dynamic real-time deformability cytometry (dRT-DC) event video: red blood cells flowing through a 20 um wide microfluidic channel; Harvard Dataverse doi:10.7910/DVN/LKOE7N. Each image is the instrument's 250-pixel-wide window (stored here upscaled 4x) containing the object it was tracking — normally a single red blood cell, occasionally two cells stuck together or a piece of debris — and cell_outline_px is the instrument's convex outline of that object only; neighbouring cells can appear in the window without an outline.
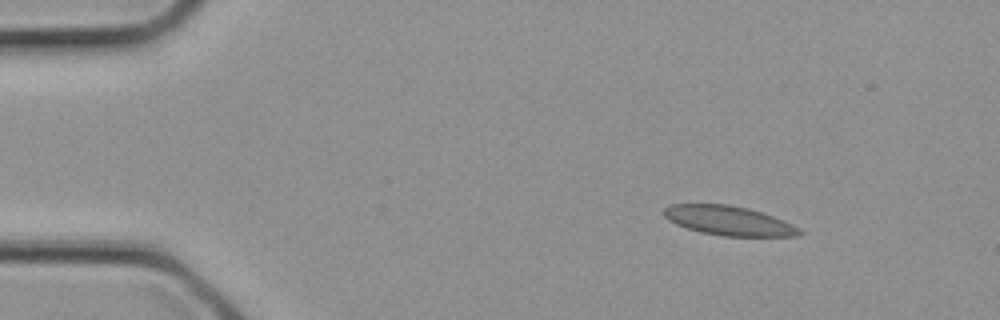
{"species": "common noctule bat (a hibernating species)", "species_latin": "Nyctalus noctula", "temperature_condition": "cold", "stored_images_in_passage": 3, "camera_frame_rate_fps": 3000, "um_per_image_px": 0.085, "animal": {"sex": "female", "body_mass_g": 21.9}, "frame": {"image": 1, "passage_image": 3, "time_ms": 0.667, "image_size_px": [1000, 320], "cell_outline_px": [[804, 232], [800, 236], [724, 236], [700, 232], [676, 224], [668, 220], [664, 216], [664, 208], [668, 204], [728, 204], [748, 208], [784, 220], [800, 228]], "centroid_in_image_um": [61.95, 18.75], "position_along_channel_um": 23.0, "area_um2": 23.24}}